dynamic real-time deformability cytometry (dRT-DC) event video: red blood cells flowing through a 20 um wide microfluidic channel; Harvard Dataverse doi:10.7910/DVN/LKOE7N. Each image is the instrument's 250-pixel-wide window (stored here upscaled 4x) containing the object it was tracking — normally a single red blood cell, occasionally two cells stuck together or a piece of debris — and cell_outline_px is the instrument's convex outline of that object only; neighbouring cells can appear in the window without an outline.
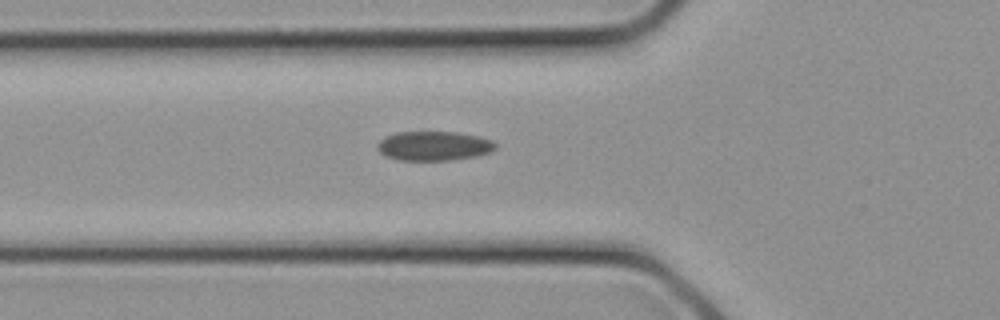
{"species": "common noctule bat (a hibernating species)", "species_latin": "Nyctalus noctula", "temperature_condition": "cold", "stored_images_in_passage": 6, "camera_frame_rate_fps": 3000, "um_per_image_px": 0.085, "animal": {"sex": "female", "body_mass_g": 21.9}, "frame": {"image": 1, "passage_image": 4, "time_ms": 1.0, "image_size_px": [1000, 320], "cell_outline_px": [[496, 148], [492, 152], [476, 156], [448, 160], [400, 160], [384, 156], [376, 148], [376, 144], [384, 136], [396, 132], [456, 132], [480, 136], [492, 140], [496, 144]], "centroid_in_image_um": [36.86, 12.4], "position_along_channel_um": 88.9, "area_um2": 20.4}}
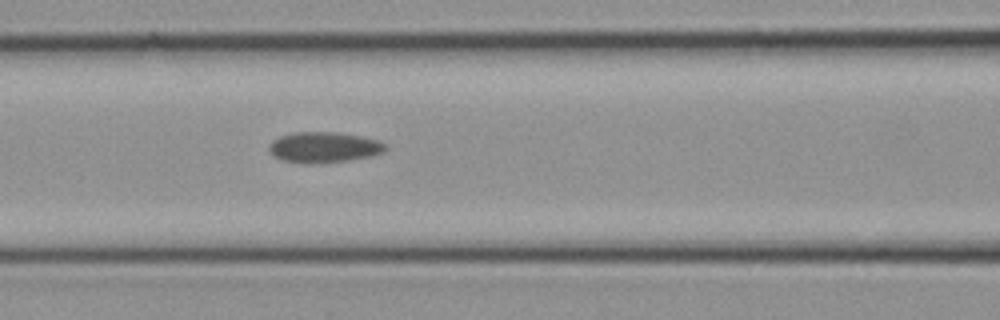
{"frame": {"image": 2, "passage_image": 6, "time_ms": 1.667, "image_size_px": [1000, 320], "cell_outline_px": [[388, 148], [384, 152], [372, 156], [348, 160], [316, 164], [304, 164], [284, 160], [276, 156], [268, 148], [268, 144], [272, 140], [280, 136], [296, 132], [336, 132], [360, 136], [380, 140]], "centroid_in_image_um": [27.56, 12.52], "position_along_channel_um": 139.0, "area_um2": 20.87}}